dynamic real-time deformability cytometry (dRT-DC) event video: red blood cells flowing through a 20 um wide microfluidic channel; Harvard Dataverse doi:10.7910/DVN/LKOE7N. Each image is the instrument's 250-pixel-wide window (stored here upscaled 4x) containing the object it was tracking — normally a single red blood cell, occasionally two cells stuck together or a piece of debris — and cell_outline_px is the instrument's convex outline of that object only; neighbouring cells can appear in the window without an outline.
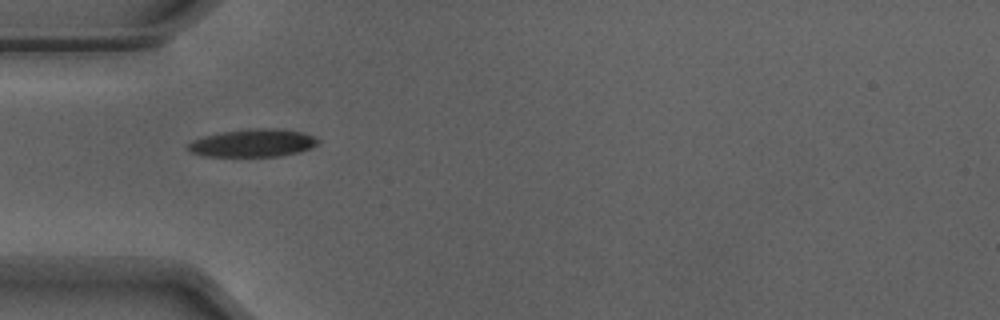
{"species": "Egyptian fruit bat (a non-hibernating species)", "species_latin": "Rousettus aegyptiacus", "temperature_condition": "warm", "stored_images_in_passage": 37, "camera_frame_rate_fps": 3000, "um_per_image_px": 0.085, "animal": {"sex": "male"}, "frame": {"image": 1, "passage_image": 1, "time_ms": 0.0, "image_size_px": [1000, 320], "cell_outline_px": [[320, 140], [312, 148], [300, 152], [280, 156], [204, 156], [192, 152], [188, 148], [188, 144], [192, 140], [204, 136], [224, 132], [248, 128], [268, 128], [300, 132], [312, 136]], "centroid_in_image_um": [21.5, 12.16], "position_along_channel_um": 63.5, "area_um2": 20.81}}
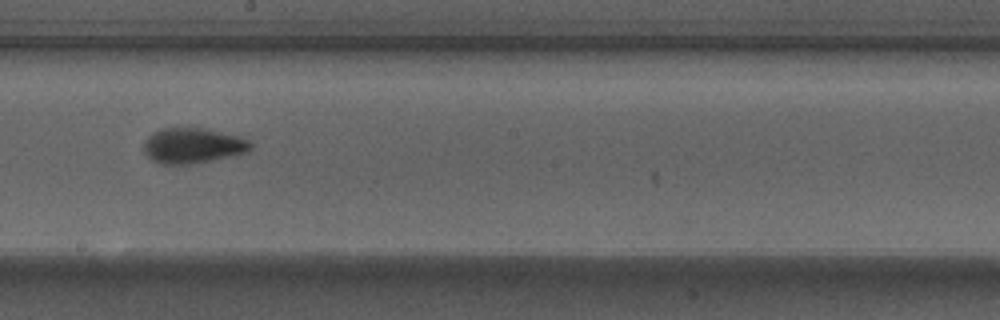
{"frame": {"image": 2, "passage_image": 14, "time_ms": 4.333, "image_size_px": [1000, 320], "cell_outline_px": [[252, 148], [248, 152], [212, 160], [188, 164], [164, 164], [152, 160], [144, 152], [144, 140], [148, 136], [164, 128], [204, 128], [240, 136], [248, 140], [252, 144]], "centroid_in_image_um": [16.41, 12.37], "position_along_channel_um": 231.8, "area_um2": 21.85}}
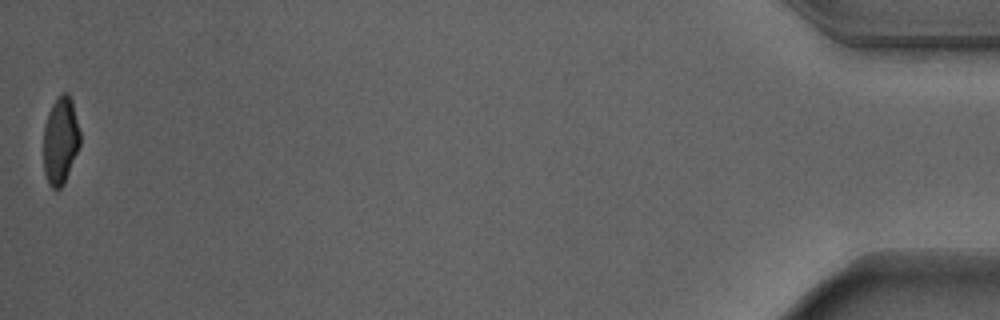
{"frame": {"image": 3, "passage_image": 37, "time_ms": 12.0, "image_size_px": [1000, 320], "cell_outline_px": [[80, 144], [64, 184], [60, 188], [52, 188], [48, 184], [44, 172], [44, 128], [48, 112], [56, 96], [60, 92], [68, 92], [72, 100], [80, 132]], "centroid_in_image_um": [5.14, 11.91], "position_along_channel_um": 430.1, "area_um2": 18.73}, "authors_computed_cell_mechanics": {"area_um2": 20.8658, "velocity_mm_per_s": 3.9054, "shape_relaxation_time_tau1_ms": 2.996, "shape_relaxation_time_tau2_ms": 1.5933, "deformation_change_tau1": 0.1598, "deformation_change_tau2": 0.0799}}